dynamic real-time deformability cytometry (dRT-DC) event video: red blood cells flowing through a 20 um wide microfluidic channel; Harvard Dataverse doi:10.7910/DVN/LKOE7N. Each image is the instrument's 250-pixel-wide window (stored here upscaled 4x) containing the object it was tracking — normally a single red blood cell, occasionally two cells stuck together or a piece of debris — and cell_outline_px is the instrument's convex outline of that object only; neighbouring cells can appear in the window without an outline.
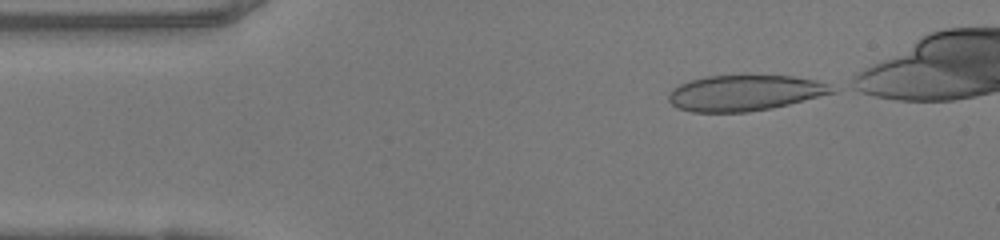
{"species": "human", "species_latin": "Homo sapiens", "temperature_condition": "warm", "stored_images_in_passage": 39, "camera_frame_rate_fps": 3000, "um_per_image_px": 0.085, "donor": {"sex": "female"}, "frame": {"image": 1, "passage_image": 1, "time_ms": 0.0, "image_size_px": [1000, 240], "cell_outline_px": [[836, 92], [772, 108], [748, 112], [692, 112], [676, 108], [668, 100], [668, 96], [672, 88], [680, 84], [692, 80], [708, 76], [792, 76], [816, 80], [828, 84]], "centroid_in_image_um": [63.26, 7.91], "position_along_channel_um": 21.7, "area_um2": 33.76}}
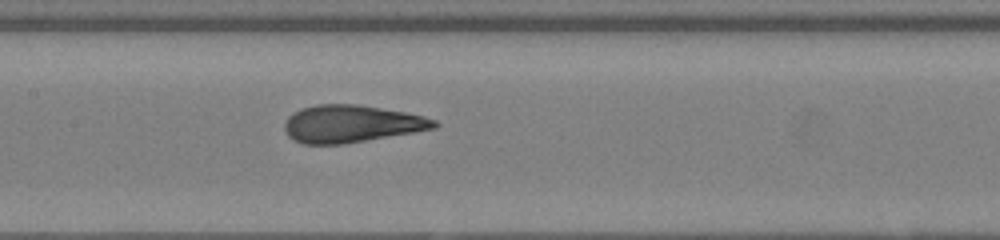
{"frame": {"image": 2, "passage_image": 17, "time_ms": 5.333, "image_size_px": [1000, 240], "cell_outline_px": [[440, 124], [436, 128], [416, 132], [344, 144], [304, 144], [292, 140], [288, 136], [284, 128], [284, 124], [288, 116], [292, 112], [300, 108], [316, 104], [356, 104], [404, 112], [424, 116], [436, 120]], "centroid_in_image_um": [29.85, 10.53], "position_along_channel_um": 177.6, "area_um2": 32.83}}
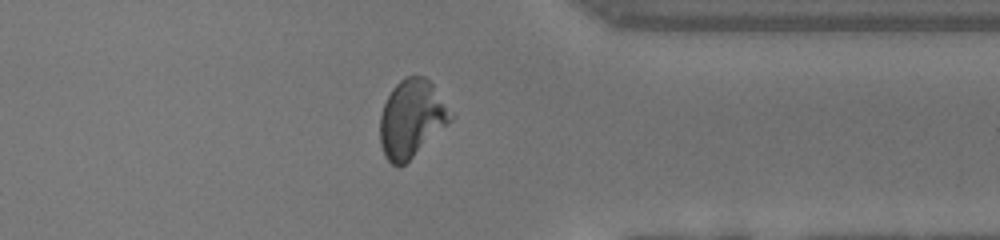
{"frame": {"image": 3, "passage_image": 32, "time_ms": 10.333, "image_size_px": [1000, 240], "cell_outline_px": [[456, 116], [448, 124], [400, 168], [392, 164], [384, 156], [380, 144], [380, 116], [384, 104], [392, 88], [400, 80], [408, 76], [424, 76], [432, 84]], "centroid_in_image_um": [34.98, 10.09], "position_along_channel_um": 376.4, "area_um2": 31.91}, "authors_computed_cell_mechanics": {"area_um2": 32.5992, "velocity_mm_per_s": 4.1639, "shape_relaxation_time_tau1_ms": null, "shape_relaxation_time_tau2_ms": 0.8015, "deformation_change_tau1": null, "deformation_change_tau2": 0.0809}}